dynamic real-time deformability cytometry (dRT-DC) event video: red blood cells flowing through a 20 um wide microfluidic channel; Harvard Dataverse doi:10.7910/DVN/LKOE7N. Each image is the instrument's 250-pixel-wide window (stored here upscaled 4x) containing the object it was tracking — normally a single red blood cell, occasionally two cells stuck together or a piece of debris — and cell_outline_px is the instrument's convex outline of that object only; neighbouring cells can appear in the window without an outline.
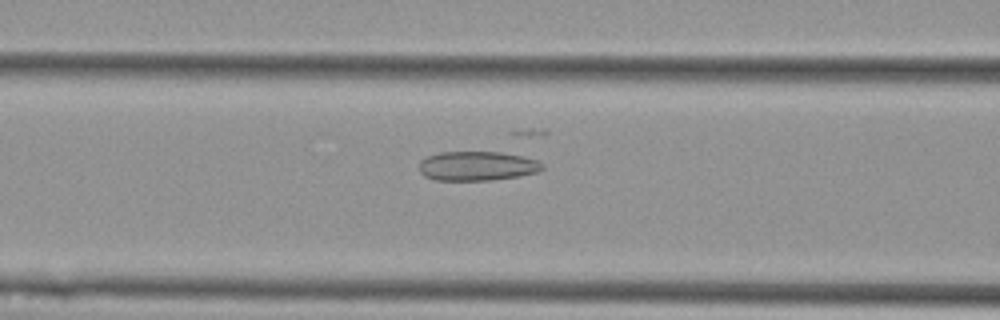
{"species": "Egyptian fruit bat (a non-hibernating species)", "species_latin": "Rousettus aegyptiacus", "temperature_condition": "cold", "stored_images_in_passage": 32, "camera_frame_rate_fps": 3000, "um_per_image_px": 0.085, "animal": {"sex": "female"}, "frame": {"image": 1, "passage_image": 9, "time_ms": 2.667, "image_size_px": [1000, 320], "cell_outline_px": [[544, 168], [536, 172], [520, 176], [492, 180], [436, 180], [424, 176], [420, 172], [420, 160], [428, 156], [440, 152], [500, 152], [524, 156], [536, 160], [544, 164]], "centroid_in_image_um": [40.57, 14.11], "position_along_channel_um": 126.0, "area_um2": 21.1}}
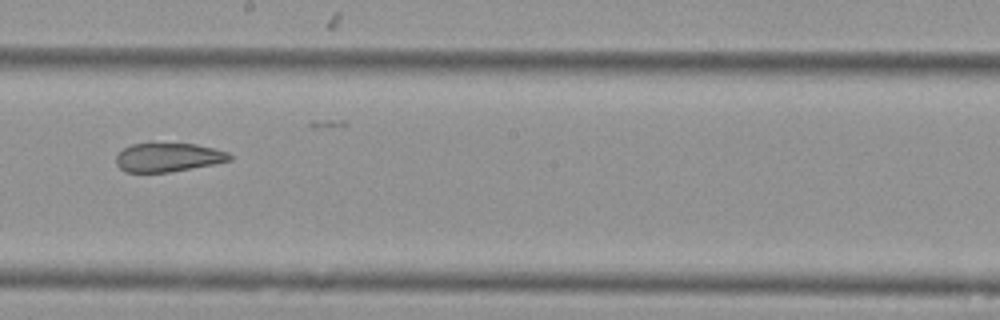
{"frame": {"image": 2, "passage_image": 18, "time_ms": 5.667, "image_size_px": [1000, 320], "cell_outline_px": [[232, 160], [212, 164], [168, 172], [124, 172], [116, 164], [116, 156], [124, 148], [132, 144], [196, 144], [228, 152], [232, 156]], "centroid_in_image_um": [14.28, 13.38], "position_along_channel_um": 233.9, "area_um2": 18.73}}
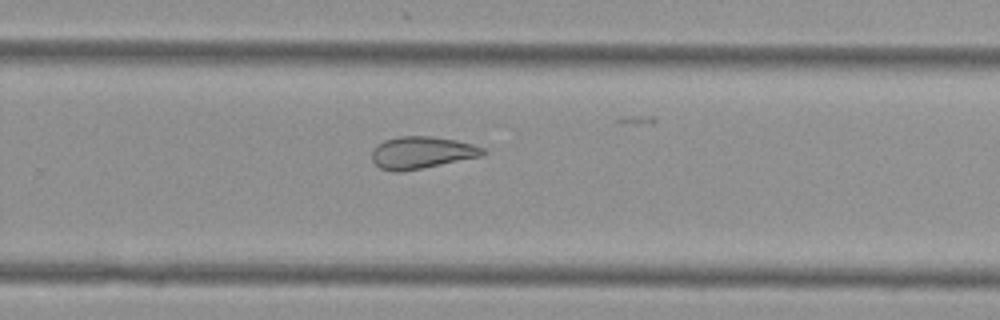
{"frame": {"image": 3, "passage_image": 23, "time_ms": 7.333, "image_size_px": [1000, 320], "cell_outline_px": [[488, 152], [484, 156], [400, 172], [396, 172], [380, 168], [372, 160], [372, 152], [376, 144], [384, 140], [400, 136], [432, 136], [456, 140], [472, 144], [484, 148]], "centroid_in_image_um": [35.86, 12.96], "position_along_channel_um": 293.9, "area_um2": 20.87}, "authors_computed_cell_mechanics": {"area_um2": 21.1259, "velocity_mm_per_s": 3.5984, "shape_relaxation_time_tau1_ms": 0.9102, "shape_relaxation_time_tau2_ms": null, "deformation_change_tau1": null, "deformation_change_tau2": null}}